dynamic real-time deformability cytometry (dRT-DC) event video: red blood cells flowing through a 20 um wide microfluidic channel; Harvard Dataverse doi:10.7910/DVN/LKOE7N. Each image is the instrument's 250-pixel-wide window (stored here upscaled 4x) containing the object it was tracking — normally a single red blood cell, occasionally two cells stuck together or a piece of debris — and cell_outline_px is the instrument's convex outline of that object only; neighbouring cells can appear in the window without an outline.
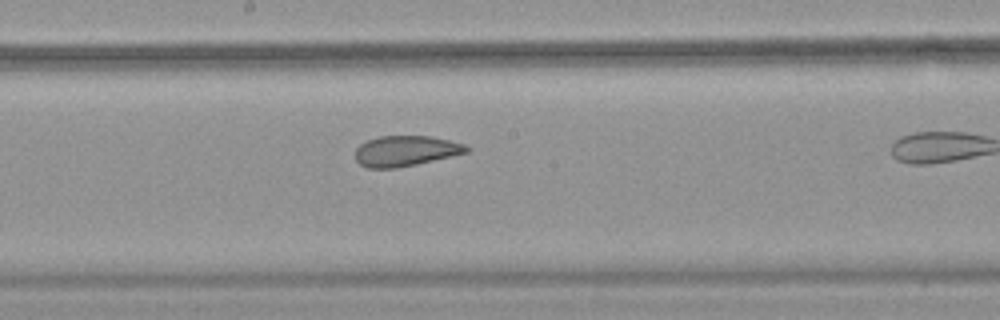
{"species": "common noctule bat (a hibernating species)", "species_latin": "Nyctalus noctula", "temperature_condition": "warm", "stored_images_in_passage": 34, "camera_frame_rate_fps": 3000, "um_per_image_px": 0.085, "animal": {"sex": "female", "body_mass_g": 18.4}, "frame": {"image": 1, "passage_image": 20, "time_ms": 6.333, "image_size_px": [1000, 320], "cell_outline_px": [[472, 148], [468, 152], [452, 156], [416, 164], [396, 168], [368, 168], [360, 164], [356, 160], [356, 148], [360, 144], [368, 140], [380, 136], [432, 136], [464, 144]], "centroid_in_image_um": [34.49, 12.83], "position_along_channel_um": 213.7, "area_um2": 19.71}}